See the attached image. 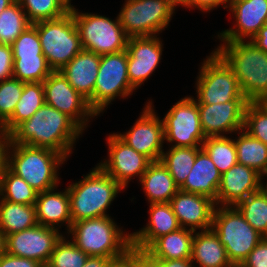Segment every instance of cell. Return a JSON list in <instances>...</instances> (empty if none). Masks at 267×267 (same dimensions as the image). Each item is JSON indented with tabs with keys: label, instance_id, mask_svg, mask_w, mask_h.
<instances>
[{
	"label": "cell",
	"instance_id": "obj_1",
	"mask_svg": "<svg viewBox=\"0 0 267 267\" xmlns=\"http://www.w3.org/2000/svg\"><path fill=\"white\" fill-rule=\"evenodd\" d=\"M83 131L68 115L44 104L28 120L19 124L9 138L11 144L48 148L68 159Z\"/></svg>",
	"mask_w": 267,
	"mask_h": 267
},
{
	"label": "cell",
	"instance_id": "obj_2",
	"mask_svg": "<svg viewBox=\"0 0 267 267\" xmlns=\"http://www.w3.org/2000/svg\"><path fill=\"white\" fill-rule=\"evenodd\" d=\"M215 51L231 67L248 102L267 97V53L253 42L222 41Z\"/></svg>",
	"mask_w": 267,
	"mask_h": 267
},
{
	"label": "cell",
	"instance_id": "obj_3",
	"mask_svg": "<svg viewBox=\"0 0 267 267\" xmlns=\"http://www.w3.org/2000/svg\"><path fill=\"white\" fill-rule=\"evenodd\" d=\"M67 159L48 149L9 143L7 167L38 193L58 187L59 166Z\"/></svg>",
	"mask_w": 267,
	"mask_h": 267
},
{
	"label": "cell",
	"instance_id": "obj_4",
	"mask_svg": "<svg viewBox=\"0 0 267 267\" xmlns=\"http://www.w3.org/2000/svg\"><path fill=\"white\" fill-rule=\"evenodd\" d=\"M72 223L109 216L106 212L120 190L124 189L98 165L84 178L67 186Z\"/></svg>",
	"mask_w": 267,
	"mask_h": 267
},
{
	"label": "cell",
	"instance_id": "obj_5",
	"mask_svg": "<svg viewBox=\"0 0 267 267\" xmlns=\"http://www.w3.org/2000/svg\"><path fill=\"white\" fill-rule=\"evenodd\" d=\"M118 227L111 216H104L76 221L66 233L88 256L114 258L131 247V234Z\"/></svg>",
	"mask_w": 267,
	"mask_h": 267
},
{
	"label": "cell",
	"instance_id": "obj_6",
	"mask_svg": "<svg viewBox=\"0 0 267 267\" xmlns=\"http://www.w3.org/2000/svg\"><path fill=\"white\" fill-rule=\"evenodd\" d=\"M224 245L232 265L240 266L263 239L235 206H215L211 227Z\"/></svg>",
	"mask_w": 267,
	"mask_h": 267
},
{
	"label": "cell",
	"instance_id": "obj_7",
	"mask_svg": "<svg viewBox=\"0 0 267 267\" xmlns=\"http://www.w3.org/2000/svg\"><path fill=\"white\" fill-rule=\"evenodd\" d=\"M32 25L38 31L43 55L53 71H60L83 49L71 12L61 18Z\"/></svg>",
	"mask_w": 267,
	"mask_h": 267
},
{
	"label": "cell",
	"instance_id": "obj_8",
	"mask_svg": "<svg viewBox=\"0 0 267 267\" xmlns=\"http://www.w3.org/2000/svg\"><path fill=\"white\" fill-rule=\"evenodd\" d=\"M84 50L99 55L127 50L129 37L126 35L118 16L112 20L106 16L70 10Z\"/></svg>",
	"mask_w": 267,
	"mask_h": 267
},
{
	"label": "cell",
	"instance_id": "obj_9",
	"mask_svg": "<svg viewBox=\"0 0 267 267\" xmlns=\"http://www.w3.org/2000/svg\"><path fill=\"white\" fill-rule=\"evenodd\" d=\"M197 77V104H217L246 99L236 75L226 61L215 51L203 61Z\"/></svg>",
	"mask_w": 267,
	"mask_h": 267
},
{
	"label": "cell",
	"instance_id": "obj_10",
	"mask_svg": "<svg viewBox=\"0 0 267 267\" xmlns=\"http://www.w3.org/2000/svg\"><path fill=\"white\" fill-rule=\"evenodd\" d=\"M127 72V50L101 55L90 108L98 116L118 96L126 98L135 91Z\"/></svg>",
	"mask_w": 267,
	"mask_h": 267
},
{
	"label": "cell",
	"instance_id": "obj_11",
	"mask_svg": "<svg viewBox=\"0 0 267 267\" xmlns=\"http://www.w3.org/2000/svg\"><path fill=\"white\" fill-rule=\"evenodd\" d=\"M174 12L167 0H126L118 18L129 38L150 37L168 27Z\"/></svg>",
	"mask_w": 267,
	"mask_h": 267
},
{
	"label": "cell",
	"instance_id": "obj_12",
	"mask_svg": "<svg viewBox=\"0 0 267 267\" xmlns=\"http://www.w3.org/2000/svg\"><path fill=\"white\" fill-rule=\"evenodd\" d=\"M164 140L172 147H202L206 139L202 131L198 104L193 96H185L174 104L162 119Z\"/></svg>",
	"mask_w": 267,
	"mask_h": 267
},
{
	"label": "cell",
	"instance_id": "obj_13",
	"mask_svg": "<svg viewBox=\"0 0 267 267\" xmlns=\"http://www.w3.org/2000/svg\"><path fill=\"white\" fill-rule=\"evenodd\" d=\"M45 104L72 118L83 130L89 118L97 116L88 100L78 93L60 71H53L43 82Z\"/></svg>",
	"mask_w": 267,
	"mask_h": 267
},
{
	"label": "cell",
	"instance_id": "obj_14",
	"mask_svg": "<svg viewBox=\"0 0 267 267\" xmlns=\"http://www.w3.org/2000/svg\"><path fill=\"white\" fill-rule=\"evenodd\" d=\"M108 159L98 166L124 189L128 182L138 176L139 180L152 161L125 143L117 133L107 137Z\"/></svg>",
	"mask_w": 267,
	"mask_h": 267
},
{
	"label": "cell",
	"instance_id": "obj_15",
	"mask_svg": "<svg viewBox=\"0 0 267 267\" xmlns=\"http://www.w3.org/2000/svg\"><path fill=\"white\" fill-rule=\"evenodd\" d=\"M142 114L125 134H117L125 143L148 157L152 162L160 161L164 151L163 121L153 109L152 101L145 104Z\"/></svg>",
	"mask_w": 267,
	"mask_h": 267
},
{
	"label": "cell",
	"instance_id": "obj_16",
	"mask_svg": "<svg viewBox=\"0 0 267 267\" xmlns=\"http://www.w3.org/2000/svg\"><path fill=\"white\" fill-rule=\"evenodd\" d=\"M60 230L37 224L6 236V252L10 255L49 262L55 244L62 237Z\"/></svg>",
	"mask_w": 267,
	"mask_h": 267
},
{
	"label": "cell",
	"instance_id": "obj_17",
	"mask_svg": "<svg viewBox=\"0 0 267 267\" xmlns=\"http://www.w3.org/2000/svg\"><path fill=\"white\" fill-rule=\"evenodd\" d=\"M248 101L235 99L226 103L198 104L200 123L205 137L226 136L243 130Z\"/></svg>",
	"mask_w": 267,
	"mask_h": 267
},
{
	"label": "cell",
	"instance_id": "obj_18",
	"mask_svg": "<svg viewBox=\"0 0 267 267\" xmlns=\"http://www.w3.org/2000/svg\"><path fill=\"white\" fill-rule=\"evenodd\" d=\"M163 44L159 37H131L127 43V72L137 90L155 71L161 60Z\"/></svg>",
	"mask_w": 267,
	"mask_h": 267
},
{
	"label": "cell",
	"instance_id": "obj_19",
	"mask_svg": "<svg viewBox=\"0 0 267 267\" xmlns=\"http://www.w3.org/2000/svg\"><path fill=\"white\" fill-rule=\"evenodd\" d=\"M229 11L235 17V27L218 33L221 41H250L257 35L260 28L267 24V0H230Z\"/></svg>",
	"mask_w": 267,
	"mask_h": 267
},
{
	"label": "cell",
	"instance_id": "obj_20",
	"mask_svg": "<svg viewBox=\"0 0 267 267\" xmlns=\"http://www.w3.org/2000/svg\"><path fill=\"white\" fill-rule=\"evenodd\" d=\"M169 203L181 228L196 231L198 229L207 230L212 227L216 205L210 197L179 190Z\"/></svg>",
	"mask_w": 267,
	"mask_h": 267
},
{
	"label": "cell",
	"instance_id": "obj_21",
	"mask_svg": "<svg viewBox=\"0 0 267 267\" xmlns=\"http://www.w3.org/2000/svg\"><path fill=\"white\" fill-rule=\"evenodd\" d=\"M261 178L253 168L235 164L221 175V183L215 205L235 206L248 195L261 189Z\"/></svg>",
	"mask_w": 267,
	"mask_h": 267
},
{
	"label": "cell",
	"instance_id": "obj_22",
	"mask_svg": "<svg viewBox=\"0 0 267 267\" xmlns=\"http://www.w3.org/2000/svg\"><path fill=\"white\" fill-rule=\"evenodd\" d=\"M149 223L131 233V246L145 251L157 238L180 229L170 203H152L149 206Z\"/></svg>",
	"mask_w": 267,
	"mask_h": 267
},
{
	"label": "cell",
	"instance_id": "obj_23",
	"mask_svg": "<svg viewBox=\"0 0 267 267\" xmlns=\"http://www.w3.org/2000/svg\"><path fill=\"white\" fill-rule=\"evenodd\" d=\"M101 55L82 49L60 72L84 98L93 96Z\"/></svg>",
	"mask_w": 267,
	"mask_h": 267
},
{
	"label": "cell",
	"instance_id": "obj_24",
	"mask_svg": "<svg viewBox=\"0 0 267 267\" xmlns=\"http://www.w3.org/2000/svg\"><path fill=\"white\" fill-rule=\"evenodd\" d=\"M56 188L38 193L35 202L37 223L58 230L65 223L69 231L72 219L68 189L66 188L64 192H55Z\"/></svg>",
	"mask_w": 267,
	"mask_h": 267
},
{
	"label": "cell",
	"instance_id": "obj_25",
	"mask_svg": "<svg viewBox=\"0 0 267 267\" xmlns=\"http://www.w3.org/2000/svg\"><path fill=\"white\" fill-rule=\"evenodd\" d=\"M221 183V173L206 151L201 148L189 175L179 190L210 197L216 201Z\"/></svg>",
	"mask_w": 267,
	"mask_h": 267
},
{
	"label": "cell",
	"instance_id": "obj_26",
	"mask_svg": "<svg viewBox=\"0 0 267 267\" xmlns=\"http://www.w3.org/2000/svg\"><path fill=\"white\" fill-rule=\"evenodd\" d=\"M200 231H195L192 240L193 264L197 263L199 267H232L226 249L214 230L210 228Z\"/></svg>",
	"mask_w": 267,
	"mask_h": 267
},
{
	"label": "cell",
	"instance_id": "obj_27",
	"mask_svg": "<svg viewBox=\"0 0 267 267\" xmlns=\"http://www.w3.org/2000/svg\"><path fill=\"white\" fill-rule=\"evenodd\" d=\"M195 231L180 228L157 238L145 252L152 259L175 260L191 258Z\"/></svg>",
	"mask_w": 267,
	"mask_h": 267
},
{
	"label": "cell",
	"instance_id": "obj_28",
	"mask_svg": "<svg viewBox=\"0 0 267 267\" xmlns=\"http://www.w3.org/2000/svg\"><path fill=\"white\" fill-rule=\"evenodd\" d=\"M139 182L148 198L152 203H168L179 191L174 178L161 161L152 162L141 176Z\"/></svg>",
	"mask_w": 267,
	"mask_h": 267
},
{
	"label": "cell",
	"instance_id": "obj_29",
	"mask_svg": "<svg viewBox=\"0 0 267 267\" xmlns=\"http://www.w3.org/2000/svg\"><path fill=\"white\" fill-rule=\"evenodd\" d=\"M45 104L44 86L42 82L24 83L20 100L16 104L12 117L0 128L9 135L19 124L28 120Z\"/></svg>",
	"mask_w": 267,
	"mask_h": 267
},
{
	"label": "cell",
	"instance_id": "obj_30",
	"mask_svg": "<svg viewBox=\"0 0 267 267\" xmlns=\"http://www.w3.org/2000/svg\"><path fill=\"white\" fill-rule=\"evenodd\" d=\"M35 205L0 200V230L7 236L36 226Z\"/></svg>",
	"mask_w": 267,
	"mask_h": 267
},
{
	"label": "cell",
	"instance_id": "obj_31",
	"mask_svg": "<svg viewBox=\"0 0 267 267\" xmlns=\"http://www.w3.org/2000/svg\"><path fill=\"white\" fill-rule=\"evenodd\" d=\"M234 143L239 164L253 168L261 175L267 174V145L244 130L239 131Z\"/></svg>",
	"mask_w": 267,
	"mask_h": 267
},
{
	"label": "cell",
	"instance_id": "obj_32",
	"mask_svg": "<svg viewBox=\"0 0 267 267\" xmlns=\"http://www.w3.org/2000/svg\"><path fill=\"white\" fill-rule=\"evenodd\" d=\"M202 147H172L162 152L160 161L174 178L175 184L180 188L186 181L192 169L197 152Z\"/></svg>",
	"mask_w": 267,
	"mask_h": 267
},
{
	"label": "cell",
	"instance_id": "obj_33",
	"mask_svg": "<svg viewBox=\"0 0 267 267\" xmlns=\"http://www.w3.org/2000/svg\"><path fill=\"white\" fill-rule=\"evenodd\" d=\"M38 192L22 177L5 168L0 180V200L24 205H35Z\"/></svg>",
	"mask_w": 267,
	"mask_h": 267
},
{
	"label": "cell",
	"instance_id": "obj_34",
	"mask_svg": "<svg viewBox=\"0 0 267 267\" xmlns=\"http://www.w3.org/2000/svg\"><path fill=\"white\" fill-rule=\"evenodd\" d=\"M235 207L256 231L267 237V195L262 189L248 195Z\"/></svg>",
	"mask_w": 267,
	"mask_h": 267
},
{
	"label": "cell",
	"instance_id": "obj_35",
	"mask_svg": "<svg viewBox=\"0 0 267 267\" xmlns=\"http://www.w3.org/2000/svg\"><path fill=\"white\" fill-rule=\"evenodd\" d=\"M202 148L209 155L221 173H225L238 163L234 139L227 136L206 137Z\"/></svg>",
	"mask_w": 267,
	"mask_h": 267
},
{
	"label": "cell",
	"instance_id": "obj_36",
	"mask_svg": "<svg viewBox=\"0 0 267 267\" xmlns=\"http://www.w3.org/2000/svg\"><path fill=\"white\" fill-rule=\"evenodd\" d=\"M30 25L27 15L16 0L0 14V44L11 46Z\"/></svg>",
	"mask_w": 267,
	"mask_h": 267
},
{
	"label": "cell",
	"instance_id": "obj_37",
	"mask_svg": "<svg viewBox=\"0 0 267 267\" xmlns=\"http://www.w3.org/2000/svg\"><path fill=\"white\" fill-rule=\"evenodd\" d=\"M13 77L25 82H43L53 70L44 55L13 57Z\"/></svg>",
	"mask_w": 267,
	"mask_h": 267
},
{
	"label": "cell",
	"instance_id": "obj_38",
	"mask_svg": "<svg viewBox=\"0 0 267 267\" xmlns=\"http://www.w3.org/2000/svg\"><path fill=\"white\" fill-rule=\"evenodd\" d=\"M31 24L63 17L70 9L61 0H17Z\"/></svg>",
	"mask_w": 267,
	"mask_h": 267
},
{
	"label": "cell",
	"instance_id": "obj_39",
	"mask_svg": "<svg viewBox=\"0 0 267 267\" xmlns=\"http://www.w3.org/2000/svg\"><path fill=\"white\" fill-rule=\"evenodd\" d=\"M88 255L65 235L57 241L49 262L54 267H83Z\"/></svg>",
	"mask_w": 267,
	"mask_h": 267
},
{
	"label": "cell",
	"instance_id": "obj_40",
	"mask_svg": "<svg viewBox=\"0 0 267 267\" xmlns=\"http://www.w3.org/2000/svg\"><path fill=\"white\" fill-rule=\"evenodd\" d=\"M243 130L267 145V109L260 102H248Z\"/></svg>",
	"mask_w": 267,
	"mask_h": 267
},
{
	"label": "cell",
	"instance_id": "obj_41",
	"mask_svg": "<svg viewBox=\"0 0 267 267\" xmlns=\"http://www.w3.org/2000/svg\"><path fill=\"white\" fill-rule=\"evenodd\" d=\"M24 83L14 77L0 81V128L12 117Z\"/></svg>",
	"mask_w": 267,
	"mask_h": 267
},
{
	"label": "cell",
	"instance_id": "obj_42",
	"mask_svg": "<svg viewBox=\"0 0 267 267\" xmlns=\"http://www.w3.org/2000/svg\"><path fill=\"white\" fill-rule=\"evenodd\" d=\"M13 57L43 55L37 29L30 25L11 45Z\"/></svg>",
	"mask_w": 267,
	"mask_h": 267
},
{
	"label": "cell",
	"instance_id": "obj_43",
	"mask_svg": "<svg viewBox=\"0 0 267 267\" xmlns=\"http://www.w3.org/2000/svg\"><path fill=\"white\" fill-rule=\"evenodd\" d=\"M240 267H267V237H263Z\"/></svg>",
	"mask_w": 267,
	"mask_h": 267
},
{
	"label": "cell",
	"instance_id": "obj_44",
	"mask_svg": "<svg viewBox=\"0 0 267 267\" xmlns=\"http://www.w3.org/2000/svg\"><path fill=\"white\" fill-rule=\"evenodd\" d=\"M13 62L12 47L0 44V81L13 77Z\"/></svg>",
	"mask_w": 267,
	"mask_h": 267
},
{
	"label": "cell",
	"instance_id": "obj_45",
	"mask_svg": "<svg viewBox=\"0 0 267 267\" xmlns=\"http://www.w3.org/2000/svg\"><path fill=\"white\" fill-rule=\"evenodd\" d=\"M41 262L5 252L0 257V267H39Z\"/></svg>",
	"mask_w": 267,
	"mask_h": 267
},
{
	"label": "cell",
	"instance_id": "obj_46",
	"mask_svg": "<svg viewBox=\"0 0 267 267\" xmlns=\"http://www.w3.org/2000/svg\"><path fill=\"white\" fill-rule=\"evenodd\" d=\"M225 3L228 4L226 0H188V8H198L202 12H210L221 4H224L223 8L227 9Z\"/></svg>",
	"mask_w": 267,
	"mask_h": 267
},
{
	"label": "cell",
	"instance_id": "obj_47",
	"mask_svg": "<svg viewBox=\"0 0 267 267\" xmlns=\"http://www.w3.org/2000/svg\"><path fill=\"white\" fill-rule=\"evenodd\" d=\"M105 267H133V246L122 255L110 258Z\"/></svg>",
	"mask_w": 267,
	"mask_h": 267
},
{
	"label": "cell",
	"instance_id": "obj_48",
	"mask_svg": "<svg viewBox=\"0 0 267 267\" xmlns=\"http://www.w3.org/2000/svg\"><path fill=\"white\" fill-rule=\"evenodd\" d=\"M133 267H156V263L145 251L133 247Z\"/></svg>",
	"mask_w": 267,
	"mask_h": 267
},
{
	"label": "cell",
	"instance_id": "obj_49",
	"mask_svg": "<svg viewBox=\"0 0 267 267\" xmlns=\"http://www.w3.org/2000/svg\"><path fill=\"white\" fill-rule=\"evenodd\" d=\"M10 143L9 135L0 131V180L7 167V151Z\"/></svg>",
	"mask_w": 267,
	"mask_h": 267
},
{
	"label": "cell",
	"instance_id": "obj_50",
	"mask_svg": "<svg viewBox=\"0 0 267 267\" xmlns=\"http://www.w3.org/2000/svg\"><path fill=\"white\" fill-rule=\"evenodd\" d=\"M156 263V267H195L191 258L175 259V260H164V259H153Z\"/></svg>",
	"mask_w": 267,
	"mask_h": 267
},
{
	"label": "cell",
	"instance_id": "obj_51",
	"mask_svg": "<svg viewBox=\"0 0 267 267\" xmlns=\"http://www.w3.org/2000/svg\"><path fill=\"white\" fill-rule=\"evenodd\" d=\"M259 49L267 53V24L260 28L257 35L251 40Z\"/></svg>",
	"mask_w": 267,
	"mask_h": 267
},
{
	"label": "cell",
	"instance_id": "obj_52",
	"mask_svg": "<svg viewBox=\"0 0 267 267\" xmlns=\"http://www.w3.org/2000/svg\"><path fill=\"white\" fill-rule=\"evenodd\" d=\"M110 258L88 256L83 267H105Z\"/></svg>",
	"mask_w": 267,
	"mask_h": 267
},
{
	"label": "cell",
	"instance_id": "obj_53",
	"mask_svg": "<svg viewBox=\"0 0 267 267\" xmlns=\"http://www.w3.org/2000/svg\"><path fill=\"white\" fill-rule=\"evenodd\" d=\"M6 252V235L0 230V257Z\"/></svg>",
	"mask_w": 267,
	"mask_h": 267
},
{
	"label": "cell",
	"instance_id": "obj_54",
	"mask_svg": "<svg viewBox=\"0 0 267 267\" xmlns=\"http://www.w3.org/2000/svg\"><path fill=\"white\" fill-rule=\"evenodd\" d=\"M168 3L175 9L176 6L182 5L188 8V0H167Z\"/></svg>",
	"mask_w": 267,
	"mask_h": 267
},
{
	"label": "cell",
	"instance_id": "obj_55",
	"mask_svg": "<svg viewBox=\"0 0 267 267\" xmlns=\"http://www.w3.org/2000/svg\"><path fill=\"white\" fill-rule=\"evenodd\" d=\"M16 0H0V14L2 11L13 4Z\"/></svg>",
	"mask_w": 267,
	"mask_h": 267
},
{
	"label": "cell",
	"instance_id": "obj_56",
	"mask_svg": "<svg viewBox=\"0 0 267 267\" xmlns=\"http://www.w3.org/2000/svg\"><path fill=\"white\" fill-rule=\"evenodd\" d=\"M264 176L267 177V174L262 175L261 180L264 179ZM264 185H265V186H264ZM261 189H262V191L267 195V183H266V184H263V181H261Z\"/></svg>",
	"mask_w": 267,
	"mask_h": 267
},
{
	"label": "cell",
	"instance_id": "obj_57",
	"mask_svg": "<svg viewBox=\"0 0 267 267\" xmlns=\"http://www.w3.org/2000/svg\"><path fill=\"white\" fill-rule=\"evenodd\" d=\"M70 10L74 8L73 5H71V0H61Z\"/></svg>",
	"mask_w": 267,
	"mask_h": 267
},
{
	"label": "cell",
	"instance_id": "obj_58",
	"mask_svg": "<svg viewBox=\"0 0 267 267\" xmlns=\"http://www.w3.org/2000/svg\"><path fill=\"white\" fill-rule=\"evenodd\" d=\"M39 267H54L50 262H43Z\"/></svg>",
	"mask_w": 267,
	"mask_h": 267
},
{
	"label": "cell",
	"instance_id": "obj_59",
	"mask_svg": "<svg viewBox=\"0 0 267 267\" xmlns=\"http://www.w3.org/2000/svg\"><path fill=\"white\" fill-rule=\"evenodd\" d=\"M260 103L267 109V97L263 98Z\"/></svg>",
	"mask_w": 267,
	"mask_h": 267
}]
</instances>
